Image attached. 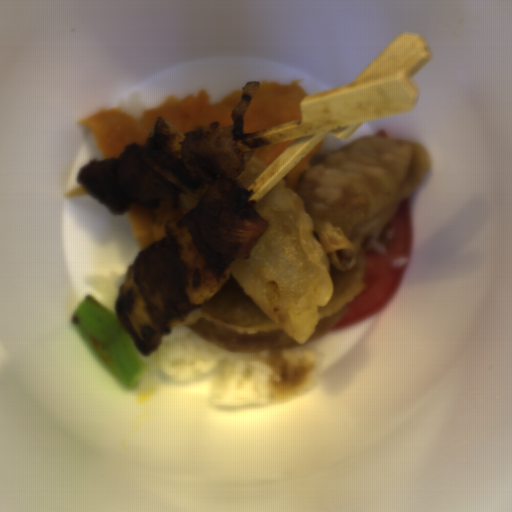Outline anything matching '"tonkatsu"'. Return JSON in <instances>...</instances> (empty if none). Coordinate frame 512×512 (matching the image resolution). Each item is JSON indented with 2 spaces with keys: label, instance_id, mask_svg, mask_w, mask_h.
I'll use <instances>...</instances> for the list:
<instances>
[{
  "label": "tonkatsu",
  "instance_id": "obj_2",
  "mask_svg": "<svg viewBox=\"0 0 512 512\" xmlns=\"http://www.w3.org/2000/svg\"><path fill=\"white\" fill-rule=\"evenodd\" d=\"M259 82L244 116L243 134L271 130L300 119L306 96L301 84L280 79Z\"/></svg>",
  "mask_w": 512,
  "mask_h": 512
},
{
  "label": "tonkatsu",
  "instance_id": "obj_5",
  "mask_svg": "<svg viewBox=\"0 0 512 512\" xmlns=\"http://www.w3.org/2000/svg\"><path fill=\"white\" fill-rule=\"evenodd\" d=\"M293 140L274 142L244 154H246V159L249 157L256 158L260 161L265 162L268 167L272 162H274L283 152H285L290 147Z\"/></svg>",
  "mask_w": 512,
  "mask_h": 512
},
{
  "label": "tonkatsu",
  "instance_id": "obj_4",
  "mask_svg": "<svg viewBox=\"0 0 512 512\" xmlns=\"http://www.w3.org/2000/svg\"><path fill=\"white\" fill-rule=\"evenodd\" d=\"M325 140L322 138L314 147H312L281 179L287 185L296 190L298 182L312 167L318 157L322 156L321 148Z\"/></svg>",
  "mask_w": 512,
  "mask_h": 512
},
{
  "label": "tonkatsu",
  "instance_id": "obj_1",
  "mask_svg": "<svg viewBox=\"0 0 512 512\" xmlns=\"http://www.w3.org/2000/svg\"><path fill=\"white\" fill-rule=\"evenodd\" d=\"M243 88H232L220 100L212 101L211 91L201 89L185 97L168 96L155 108L140 111L138 118L121 107L98 111L78 123L88 127L102 158L120 157L126 145L135 142L143 147L159 117L182 135L218 121L220 126L233 125V109L241 101Z\"/></svg>",
  "mask_w": 512,
  "mask_h": 512
},
{
  "label": "tonkatsu",
  "instance_id": "obj_3",
  "mask_svg": "<svg viewBox=\"0 0 512 512\" xmlns=\"http://www.w3.org/2000/svg\"><path fill=\"white\" fill-rule=\"evenodd\" d=\"M137 251L140 253L166 234L169 220H181L185 215L179 203H159L157 209L145 210L132 203L125 213Z\"/></svg>",
  "mask_w": 512,
  "mask_h": 512
}]
</instances>
